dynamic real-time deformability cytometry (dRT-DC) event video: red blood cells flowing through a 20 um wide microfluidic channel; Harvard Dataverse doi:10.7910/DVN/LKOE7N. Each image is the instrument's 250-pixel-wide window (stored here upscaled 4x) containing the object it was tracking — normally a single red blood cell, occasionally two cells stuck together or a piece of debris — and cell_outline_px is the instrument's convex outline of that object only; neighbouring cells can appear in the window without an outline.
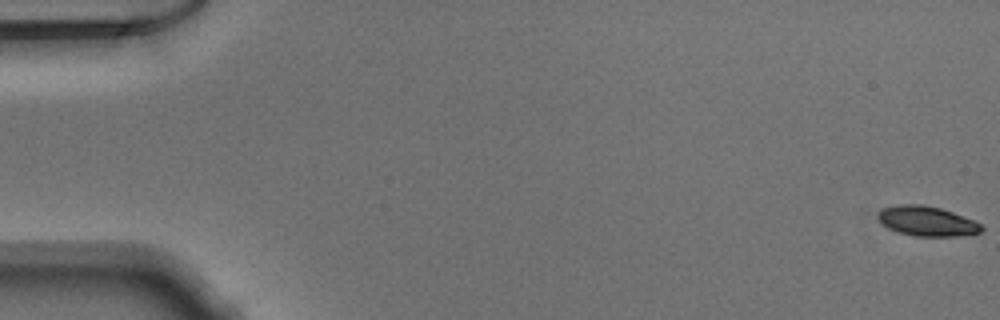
{"species": "Egyptian fruit bat (a non-hibernating species)", "species_latin": "Rousettus aegyptiacus", "temperature_condition": "warm", "stored_images_in_passage": 50, "camera_frame_rate_fps": 3000, "um_per_image_px": 0.085, "animal": {"sex": "male"}, "frame": {"image": 1, "passage_image": 1, "time_ms": 0.0, "image_size_px": [1000, 320], "cell_outline_px": [[984, 228], [980, 232], [972, 236], [916, 236], [900, 232], [888, 228], [880, 224], [876, 220], [876, 212], [884, 208], [896, 204], [924, 204], [940, 208], [952, 212], [972, 220], [980, 224]], "centroid_in_image_um": [78.75, 18.8], "position_along_channel_um": 6.3, "area_um2": 18.26}}
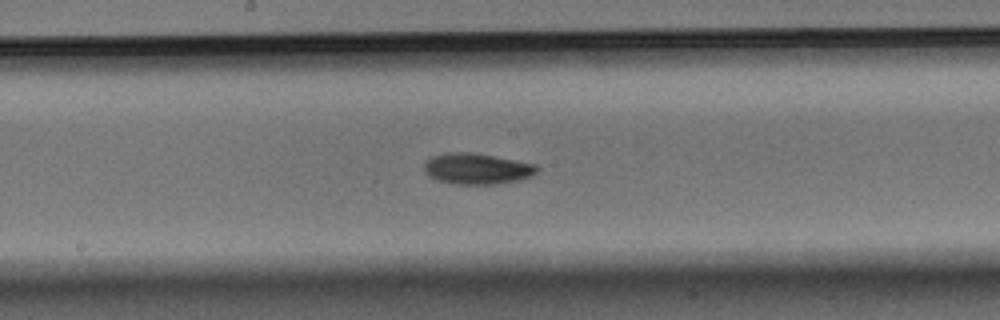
{"frame": {"image": 2, "passage_image": 28, "time_ms": 9.0, "image_size_px": [1000, 320], "cell_outline_px": [[540, 168], [532, 176], [520, 180], [496, 184], [456, 184], [436, 180], [428, 176], [424, 172], [424, 164], [432, 156], [448, 152], [468, 152], [492, 156], [536, 164]], "centroid_in_image_um": [40.53, 14.35], "position_along_channel_um": 207.7, "area_um2": 20.35}}
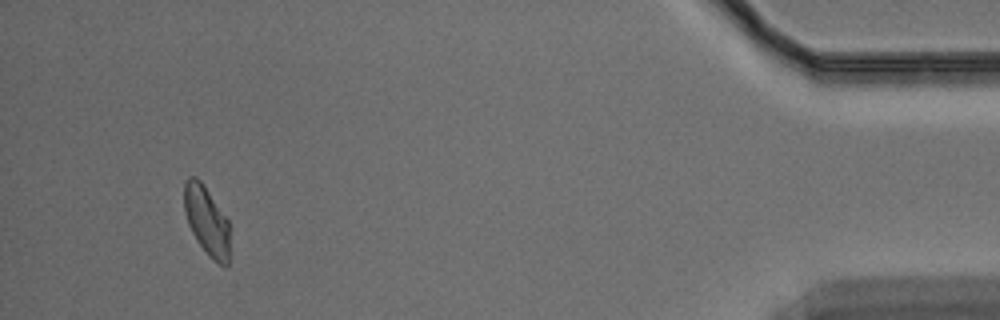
{"frame": {"image": 3, "passage_image": 49, "time_ms": 16.0, "image_size_px": [1000, 320], "cell_outline_px": [[228, 264], [224, 268], [212, 260], [208, 256], [196, 240], [188, 224], [184, 212], [184, 184], [188, 176], [196, 176], [204, 184], [228, 220]], "centroid_in_image_um": [17.54, 18.76], "position_along_channel_um": 417.7, "area_um2": 18.44}}